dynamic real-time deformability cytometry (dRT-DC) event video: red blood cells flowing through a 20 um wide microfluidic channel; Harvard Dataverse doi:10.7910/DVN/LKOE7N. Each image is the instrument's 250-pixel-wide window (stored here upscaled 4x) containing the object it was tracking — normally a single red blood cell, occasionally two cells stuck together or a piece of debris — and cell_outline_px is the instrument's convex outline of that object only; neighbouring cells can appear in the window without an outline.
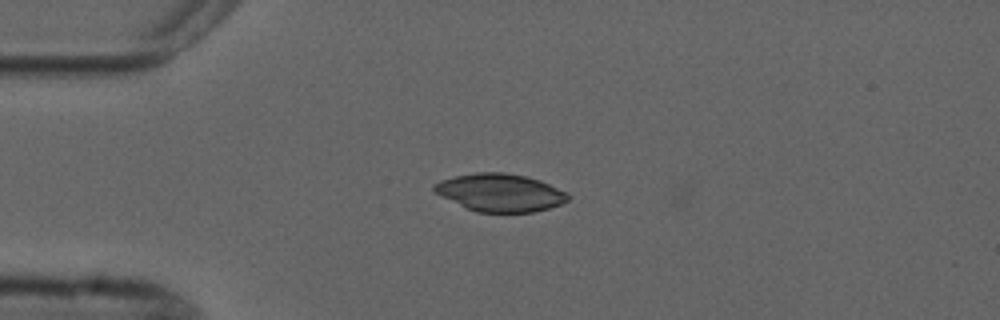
{"species": "common noctule bat (a hibernating species)", "species_latin": "Nyctalus noctula", "temperature_condition": "cold", "stored_images_in_passage": 2, "camera_frame_rate_fps": 3000, "um_per_image_px": 0.085, "animal": {"sex": "male", "forearm_length_mm": 52.5}, "frame": {"image": 1, "passage_image": 1, "time_ms": 0.0, "image_size_px": [1000, 320], "cell_outline_px": [[568, 200], [560, 204], [548, 208], [532, 212], [476, 212], [436, 192], [432, 188], [432, 184], [440, 180], [456, 176], [476, 172], [504, 172], [524, 176], [540, 180], [568, 192]], "centroid_in_image_um": [42.53, 16.36], "position_along_channel_um": 42.5, "area_um2": 29.07}}